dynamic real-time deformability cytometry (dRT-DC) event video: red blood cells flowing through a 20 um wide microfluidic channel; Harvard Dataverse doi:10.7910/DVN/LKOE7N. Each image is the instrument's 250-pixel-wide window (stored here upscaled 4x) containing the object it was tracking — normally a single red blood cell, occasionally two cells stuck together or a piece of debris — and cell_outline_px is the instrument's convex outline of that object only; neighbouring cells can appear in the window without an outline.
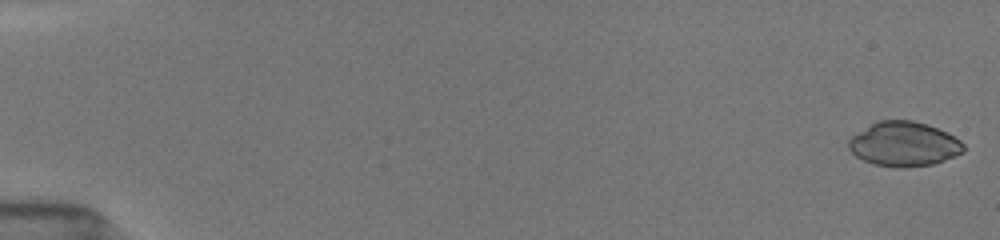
{"species": "common noctule bat (a hibernating species)", "species_latin": "Nyctalus noctula", "temperature_condition": "room temperature", "stored_images_in_passage": 53, "camera_frame_rate_fps": 3000, "um_per_image_px": 0.085, "animal": {"sex": "female", "body_mass_g": 19.5, "forearm_length_mm": 54.1}, "frame": {"image": 1, "passage_image": 1, "time_ms": 0.0, "image_size_px": [1000, 240], "cell_outline_px": [[964, 152], [956, 156], [932, 164], [900, 168], [872, 164], [856, 156], [848, 148], [848, 140], [852, 136], [876, 120], [912, 120], [928, 124], [960, 140], [964, 144]], "centroid_in_image_um": [76.82, 12.24], "position_along_channel_um": 8.2, "area_um2": 29.77}}
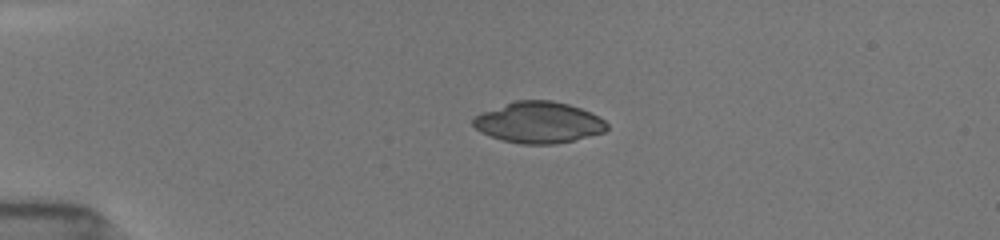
{"frame": {"image": 2, "passage_image": 13, "time_ms": 4.0, "image_size_px": [1000, 240], "cell_outline_px": [[608, 128], [604, 132], [572, 140], [552, 144], [520, 144], [504, 140], [480, 132], [472, 124], [472, 120], [476, 116], [484, 112], [516, 100], [552, 100], [568, 104], [592, 112], [604, 120], [608, 124]], "centroid_in_image_um": [45.81, 10.4], "position_along_channel_um": 39.2, "area_um2": 31.79}}
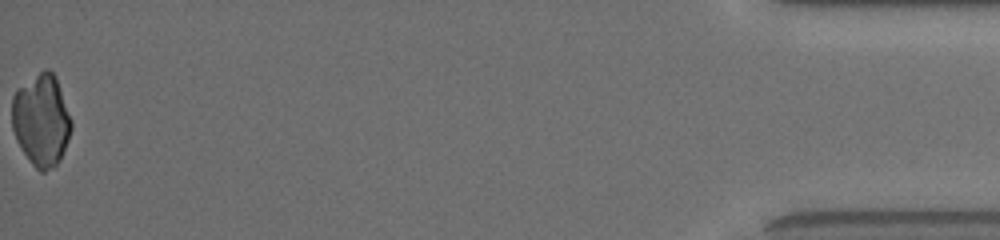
{"frame": {"image": 3, "passage_image": 53, "time_ms": 17.333, "image_size_px": [1000, 240], "cell_outline_px": [[72, 128], [68, 140], [60, 160], [56, 164], [44, 172], [40, 172], [32, 164], [20, 148], [16, 140], [12, 128], [12, 96], [20, 88], [44, 68], [48, 68], [56, 76], [72, 120]], "centroid_in_image_um": [3.52, 10.22], "position_along_channel_um": 431.7, "area_um2": 31.73}}